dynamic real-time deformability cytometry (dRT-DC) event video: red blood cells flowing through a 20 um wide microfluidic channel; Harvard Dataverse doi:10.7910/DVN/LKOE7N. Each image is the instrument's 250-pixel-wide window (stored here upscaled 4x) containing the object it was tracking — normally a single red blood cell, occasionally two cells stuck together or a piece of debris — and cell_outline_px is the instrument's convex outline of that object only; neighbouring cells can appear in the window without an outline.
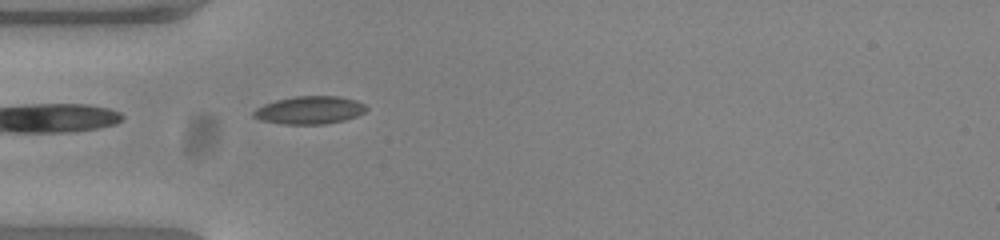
{"species": "common noctule bat (a hibernating species)", "species_latin": "Nyctalus noctula", "temperature_condition": "warm", "stored_images_in_passage": 35, "camera_frame_rate_fps": 3000, "um_per_image_px": 0.085, "animal": {"sex": "female", "body_mass_g": 23.0, "forearm_length_mm": 53.4}, "frame": {"image": 1, "passage_image": 2, "time_ms": 0.333, "image_size_px": [1000, 240], "cell_outline_px": [[368, 108], [364, 112], [356, 116], [344, 120], [324, 124], [284, 124], [260, 120], [252, 116], [252, 112], [256, 108], [264, 104], [276, 100], [296, 96], [340, 96], [356, 100], [364, 104]], "centroid_in_image_um": [26.31, 9.36], "position_along_channel_um": 58.7, "area_um2": 18.32}}
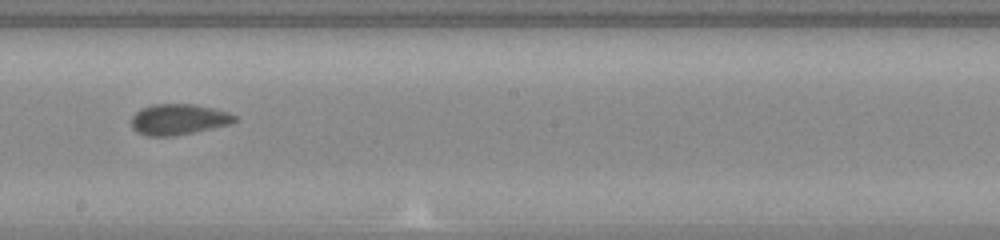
{"frame": {"image": 2, "passage_image": 16, "time_ms": 5.0, "image_size_px": [1000, 240], "cell_outline_px": [[236, 120], [228, 124], [192, 132], [172, 136], [148, 136], [132, 128], [132, 116], [140, 108], [152, 104], [192, 104], [212, 108], [228, 112], [236, 116]], "centroid_in_image_um": [15.13, 10.13], "position_along_channel_um": 233.1, "area_um2": 18.21}}
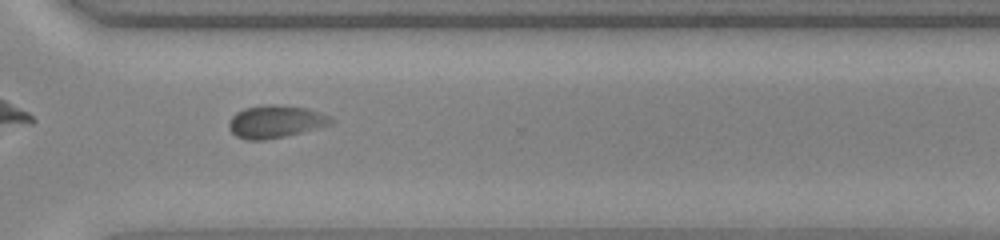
{"frame": {"image": 3, "passage_image": 25, "time_ms": 8.0, "image_size_px": [1000, 240], "cell_outline_px": [[336, 120], [332, 124], [284, 136], [264, 140], [244, 140], [236, 136], [228, 128], [228, 124], [232, 116], [236, 112], [244, 108], [268, 104], [276, 104], [308, 108], [332, 116]], "centroid_in_image_um": [23.43, 10.32], "position_along_channel_um": 347.2, "area_um2": 19.54}, "authors_computed_cell_mechanics": {"area_um2": 18.0336, "velocity_mm_per_s": 3.7934, "shape_relaxation_time_tau1_ms": null, "shape_relaxation_time_tau2_ms": 1.214, "deformation_change_tau1": null, "deformation_change_tau2": 0.0794}}